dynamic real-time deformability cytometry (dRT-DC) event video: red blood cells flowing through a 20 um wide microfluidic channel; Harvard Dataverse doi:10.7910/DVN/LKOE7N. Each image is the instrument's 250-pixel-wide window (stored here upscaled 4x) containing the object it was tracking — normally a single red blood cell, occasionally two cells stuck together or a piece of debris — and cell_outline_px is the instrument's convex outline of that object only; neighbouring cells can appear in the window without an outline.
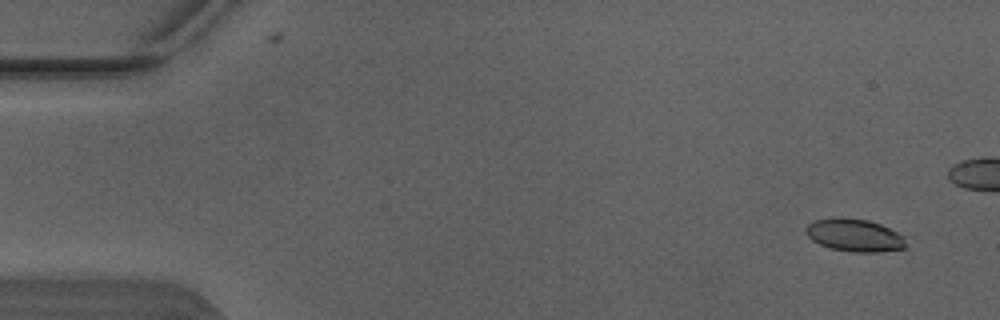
{"species": "Egyptian fruit bat (a non-hibernating species)", "species_latin": "Rousettus aegyptiacus", "temperature_condition": "warm", "stored_images_in_passage": 4, "camera_frame_rate_fps": 3000, "um_per_image_px": 0.085, "animal": {"sex": "male"}, "frame": {"image": 1, "passage_image": 2, "time_ms": 0.333, "image_size_px": [1000, 320], "cell_outline_px": [[904, 248], [876, 252], [852, 252], [828, 248], [812, 240], [804, 232], [804, 228], [808, 224], [816, 220], [832, 216], [844, 216], [868, 220], [880, 224], [904, 236]], "centroid_in_image_um": [72.56, 19.97], "position_along_channel_um": 12.4, "area_um2": 19.25}}